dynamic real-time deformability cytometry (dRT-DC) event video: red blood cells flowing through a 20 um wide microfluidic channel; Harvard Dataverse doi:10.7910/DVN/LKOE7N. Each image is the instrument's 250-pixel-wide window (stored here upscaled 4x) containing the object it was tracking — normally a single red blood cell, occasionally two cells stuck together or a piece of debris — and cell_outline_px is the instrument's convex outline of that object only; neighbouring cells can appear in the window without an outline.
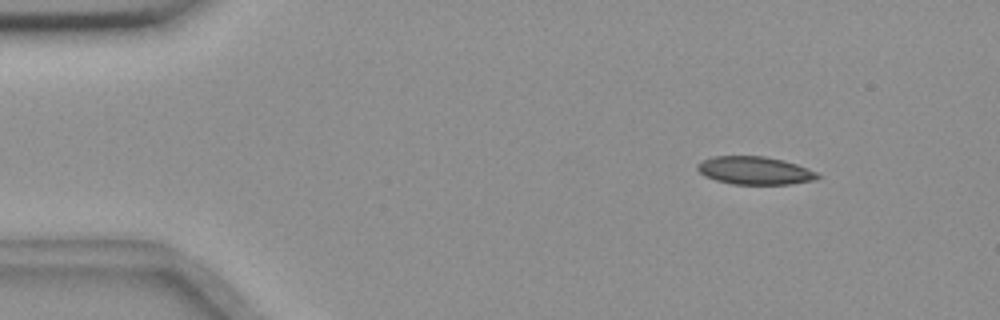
{"species": "common noctule bat (a hibernating species)", "species_latin": "Nyctalus noctula", "temperature_condition": "room temperature", "stored_images_in_passage": 55, "camera_frame_rate_fps": 3000, "um_per_image_px": 0.085, "animal": {"sex": "female", "body_mass_g": 18.4}, "frame": {"image": 1, "passage_image": 6, "time_ms": 1.667, "image_size_px": [1000, 320], "cell_outline_px": [[820, 176], [816, 180], [792, 184], [732, 184], [716, 180], [704, 176], [696, 168], [696, 164], [712, 156], [764, 156], [784, 160], [808, 168], [816, 172]], "centroid_in_image_um": [64.16, 14.49], "position_along_channel_um": 20.8, "area_um2": 19.65}}
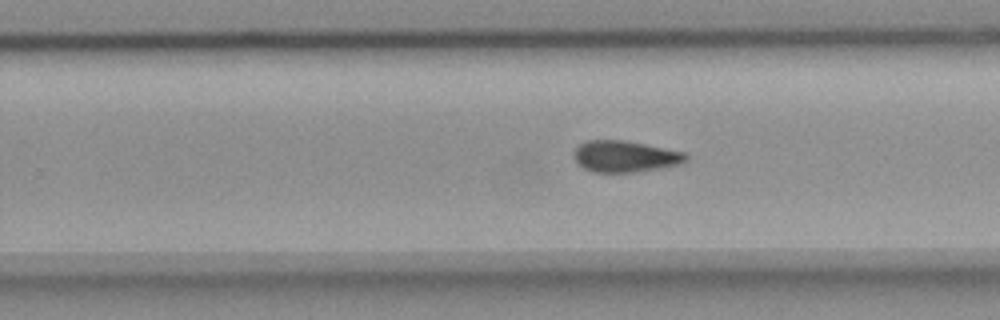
{"frame": {"image": 2, "passage_image": 34, "time_ms": 11.0, "image_size_px": [1000, 320], "cell_outline_px": [[688, 160], [680, 164], [664, 168], [632, 172], [592, 172], [584, 168], [576, 160], [576, 148], [580, 144], [588, 140], [624, 140], [684, 152], [688, 156]], "centroid_in_image_um": [53.18, 13.3], "position_along_channel_um": 276.6, "area_um2": 20.29}}
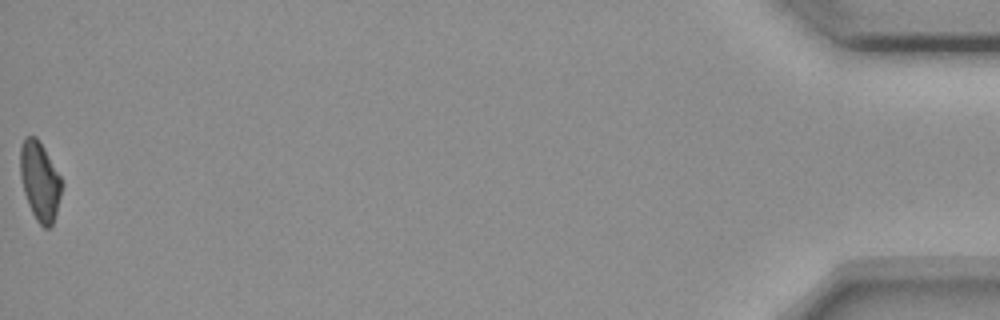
{"frame": {"image": 3, "passage_image": 55, "time_ms": 18.0, "image_size_px": [1000, 320], "cell_outline_px": [[64, 184], [56, 212], [52, 224], [48, 228], [44, 228], [36, 220], [28, 204], [24, 192], [20, 176], [20, 144], [24, 136], [36, 136], [44, 148], [60, 176]], "centroid_in_image_um": [3.38, 15.37], "position_along_channel_um": 431.8, "area_um2": 19.13}, "authors_computed_cell_mechanics": {"area_um2": 19.9988, "velocity_mm_per_s": 3.6372, "shape_relaxation_time_tau1_ms": 8.0178, "shape_relaxation_time_tau2_ms": 5.2585, "deformation_change_tau1": 0.1747, "deformation_change_tau2": 0.1101}}